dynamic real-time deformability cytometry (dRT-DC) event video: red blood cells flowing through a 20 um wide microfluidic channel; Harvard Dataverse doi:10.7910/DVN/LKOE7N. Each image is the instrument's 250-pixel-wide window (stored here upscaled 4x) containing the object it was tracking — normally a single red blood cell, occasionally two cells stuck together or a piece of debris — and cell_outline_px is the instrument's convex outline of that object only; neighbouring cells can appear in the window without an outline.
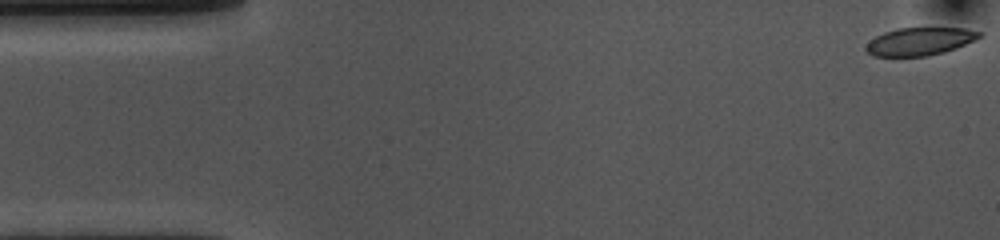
{"species": "common noctule bat (a hibernating species)", "species_latin": "Nyctalus noctula", "temperature_condition": "cold", "stored_images_in_passage": 54, "camera_frame_rate_fps": 3000, "um_per_image_px": 0.085, "animal": {"sex": "female", "body_mass_g": 10.0, "forearm_length_mm": 53.1}, "frame": {"image": 1, "passage_image": 1, "time_ms": 0.0, "image_size_px": [1000, 240], "cell_outline_px": [[980, 36], [956, 48], [944, 52], [928, 56], [872, 56], [864, 48], [876, 36], [884, 32], [896, 28], [964, 28], [980, 32]], "centroid_in_image_um": [78.14, 3.52], "position_along_channel_um": 6.9, "area_um2": 18.09}}
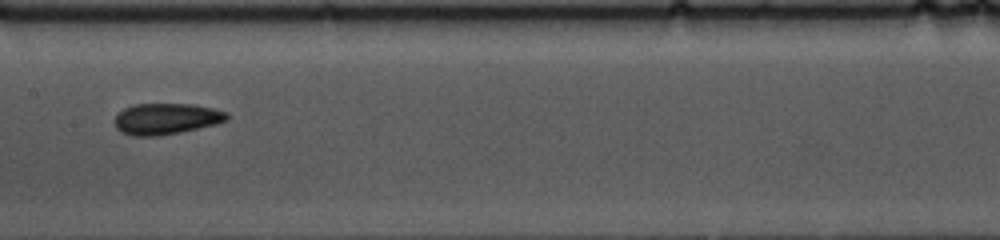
{"frame": {"image": 2, "passage_image": 26, "time_ms": 8.333, "image_size_px": [1000, 240], "cell_outline_px": [[228, 120], [216, 124], [180, 132], [160, 136], [132, 136], [120, 132], [116, 128], [116, 116], [124, 108], [136, 104], [192, 104], [212, 108], [228, 112]], "centroid_in_image_um": [14.14, 10.1], "position_along_channel_um": 193.3, "area_um2": 20.35}}
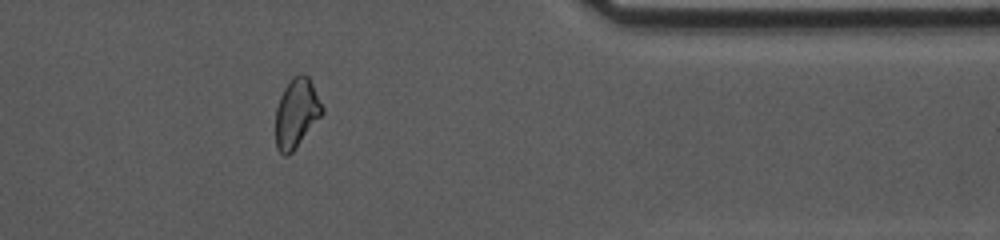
{"frame": {"image": 3, "passage_image": 44, "time_ms": 14.333, "image_size_px": [1000, 240], "cell_outline_px": [[324, 112], [296, 148], [288, 156], [284, 156], [276, 148], [276, 108], [280, 96], [288, 80], [292, 76], [300, 72], [304, 72], [308, 76], [324, 108]], "centroid_in_image_um": [25.19, 9.59], "position_along_channel_um": 386.2, "area_um2": 18.96}, "authors_computed_cell_mechanics": {"area_um2": 20.0566, "velocity_mm_per_s": 3.6046, "shape_relaxation_time_tau1_ms": 5.5632, "shape_relaxation_time_tau2_ms": 3.1442, "deformation_change_tau1": 0.1112, "deformation_change_tau2": 0.0755}}